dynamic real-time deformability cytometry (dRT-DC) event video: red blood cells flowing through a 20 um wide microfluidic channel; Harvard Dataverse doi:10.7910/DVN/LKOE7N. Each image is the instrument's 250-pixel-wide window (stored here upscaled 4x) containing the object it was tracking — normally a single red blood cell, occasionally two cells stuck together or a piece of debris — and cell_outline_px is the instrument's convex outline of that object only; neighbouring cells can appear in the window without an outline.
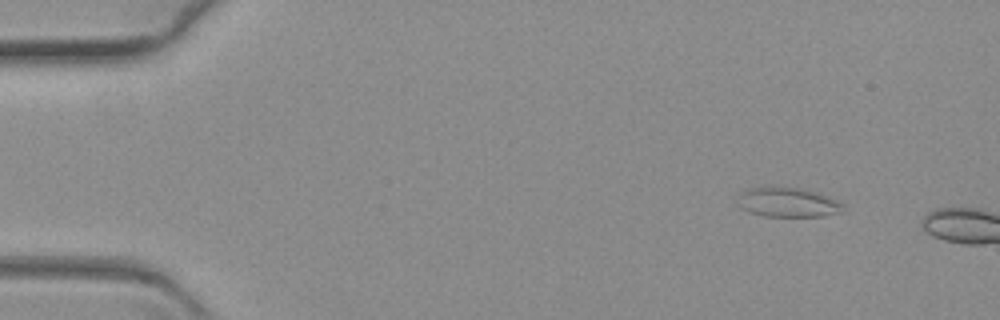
{"species": "common noctule bat (a hibernating species)", "species_latin": "Nyctalus noctula", "temperature_condition": "warm", "stored_images_in_passage": 9, "camera_frame_rate_fps": 3000, "um_per_image_px": 0.085, "animal": {"sex": "female", "body_mass_g": 19.3, "forearm_length_mm": 54.1}, "frame": {"image": 1, "passage_image": 6, "time_ms": 1.667, "image_size_px": [1000, 320], "cell_outline_px": [[844, 204], [840, 212], [824, 216], [764, 216], [748, 212], [740, 208], [736, 204], [740, 192], [748, 188], [800, 188], [816, 192], [836, 200]], "centroid_in_image_um": [66.91, 17.21], "position_along_channel_um": 18.1, "area_um2": 17.92}}